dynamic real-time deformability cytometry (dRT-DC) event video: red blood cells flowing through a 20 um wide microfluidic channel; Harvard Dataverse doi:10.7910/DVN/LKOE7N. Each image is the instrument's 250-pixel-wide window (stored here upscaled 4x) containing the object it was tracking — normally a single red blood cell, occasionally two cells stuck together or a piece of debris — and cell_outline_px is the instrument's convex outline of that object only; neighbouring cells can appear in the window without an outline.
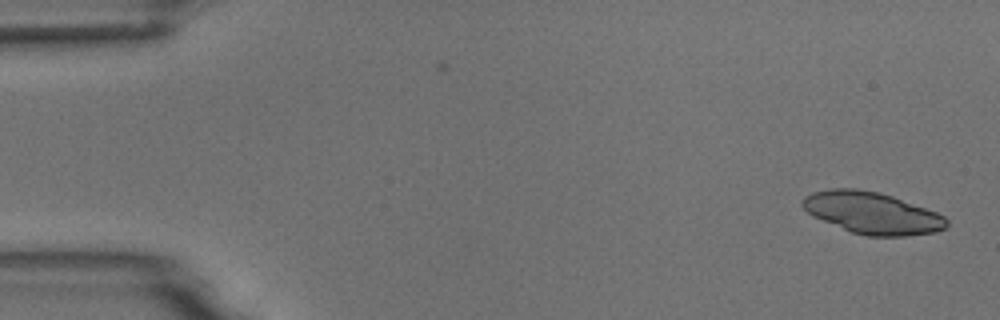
{"species": "common noctule bat (a hibernating species)", "species_latin": "Nyctalus noctula", "temperature_condition": "room temperature", "stored_images_in_passage": 52, "camera_frame_rate_fps": 3000, "um_per_image_px": 0.085, "animal": {"sex": "male", "body_mass_g": 18.8}, "frame": {"image": 1, "passage_image": 1, "time_ms": 0.0, "image_size_px": [1000, 320], "cell_outline_px": [[948, 224], [944, 228], [936, 232], [908, 236], [868, 236], [852, 232], [812, 216], [800, 204], [800, 200], [804, 196], [812, 192], [828, 188], [856, 188], [880, 192], [892, 196], [936, 212], [944, 216], [948, 220]], "centroid_in_image_um": [74.1, 18.09], "position_along_channel_um": 10.9, "area_um2": 35.14}}
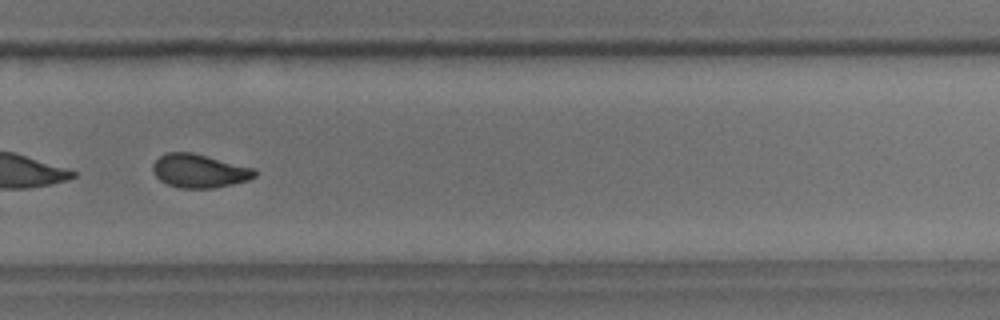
{"frame": {"image": 2, "passage_image": 36, "time_ms": 11.667, "image_size_px": [1000, 320], "cell_outline_px": [[256, 176], [248, 180], [216, 188], [180, 188], [168, 184], [160, 180], [152, 172], [152, 164], [164, 152], [192, 152], [252, 168], [256, 172]], "centroid_in_image_um": [16.9, 14.53], "position_along_channel_um": 312.9, "area_um2": 19.83}, "authors_computed_cell_mechanics": {"area_um2": 20.8947, "velocity_mm_per_s": 3.7374, "shape_relaxation_time_tau1_ms": null, "shape_relaxation_time_tau2_ms": 2.6102, "deformation_change_tau1": null, "deformation_change_tau2": 0.0728}}